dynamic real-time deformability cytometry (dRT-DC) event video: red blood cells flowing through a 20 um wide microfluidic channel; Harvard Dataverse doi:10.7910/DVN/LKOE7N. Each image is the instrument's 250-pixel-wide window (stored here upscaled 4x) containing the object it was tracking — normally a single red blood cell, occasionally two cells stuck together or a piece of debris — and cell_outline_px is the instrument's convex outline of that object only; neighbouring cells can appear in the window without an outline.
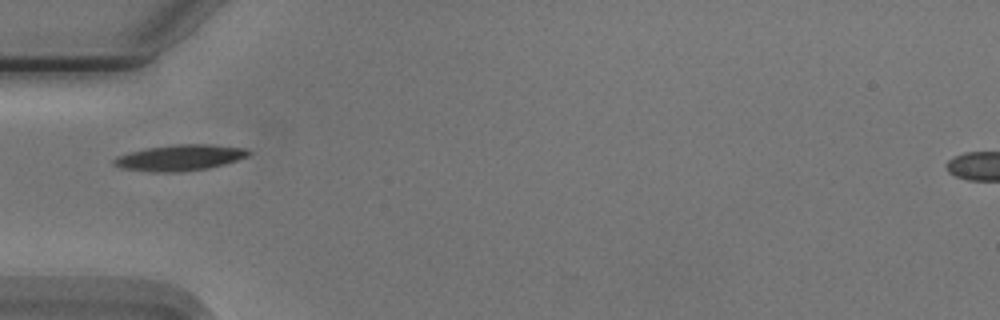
{"species": "Egyptian fruit bat (a non-hibernating species)", "species_latin": "Rousettus aegyptiacus", "temperature_condition": "cold", "stored_images_in_passage": 38, "camera_frame_rate_fps": 3000, "um_per_image_px": 0.085, "animal": {"sex": "male"}, "frame": {"image": 1, "passage_image": 1, "time_ms": 0.0, "image_size_px": [1000, 320], "cell_outline_px": [[252, 152], [248, 156], [224, 164], [208, 168], [180, 172], [152, 172], [120, 168], [112, 164], [112, 160], [116, 156], [128, 152], [144, 148], [172, 144], [208, 144], [248, 148]], "centroid_in_image_um": [15.25, 13.39], "position_along_channel_um": 69.7, "area_um2": 20.69}}
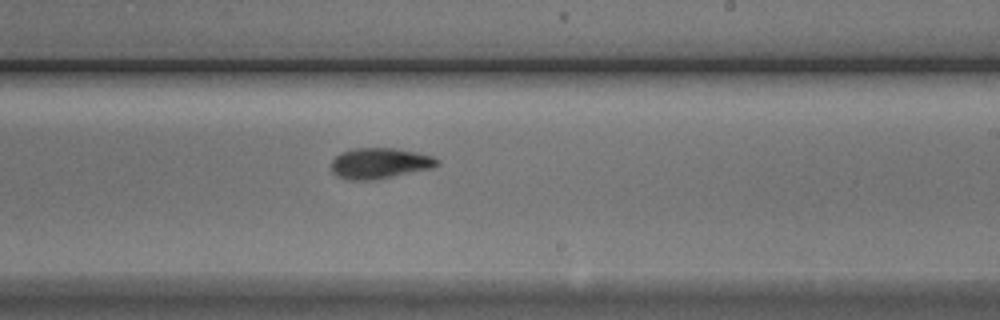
{"frame": {"image": 2, "passage_image": 16, "time_ms": 5.0, "image_size_px": [1000, 320], "cell_outline_px": [[440, 164], [432, 168], [372, 180], [348, 180], [336, 176], [332, 172], [332, 160], [340, 152], [352, 148], [392, 148], [416, 152], [432, 156], [440, 160]], "centroid_in_image_um": [32.25, 13.87], "position_along_channel_um": 256.7, "area_um2": 18.96}}
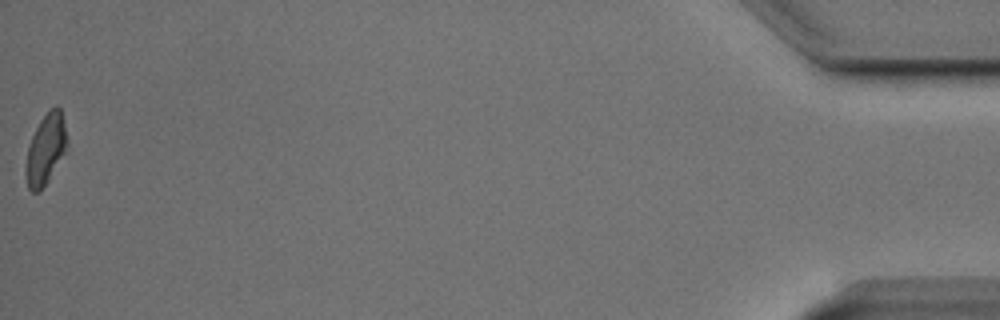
{"frame": {"image": 3, "passage_image": 38, "time_ms": 12.333, "image_size_px": [1000, 320], "cell_outline_px": [[68, 144], [64, 152], [48, 180], [40, 192], [32, 192], [28, 188], [24, 172], [28, 148], [32, 136], [40, 120], [56, 104], [60, 108], [64, 124]], "centroid_in_image_um": [3.86, 12.71], "position_along_channel_um": 431.3, "area_um2": 16.65}, "authors_computed_cell_mechanics": {"area_um2": 18.3226, "velocity_mm_per_s": 3.7439, "shape_relaxation_time_tau1_ms": 3.731, "shape_relaxation_time_tau2_ms": 3.8236, "deformation_change_tau1": 0.1539, "deformation_change_tau2": 0.104}}